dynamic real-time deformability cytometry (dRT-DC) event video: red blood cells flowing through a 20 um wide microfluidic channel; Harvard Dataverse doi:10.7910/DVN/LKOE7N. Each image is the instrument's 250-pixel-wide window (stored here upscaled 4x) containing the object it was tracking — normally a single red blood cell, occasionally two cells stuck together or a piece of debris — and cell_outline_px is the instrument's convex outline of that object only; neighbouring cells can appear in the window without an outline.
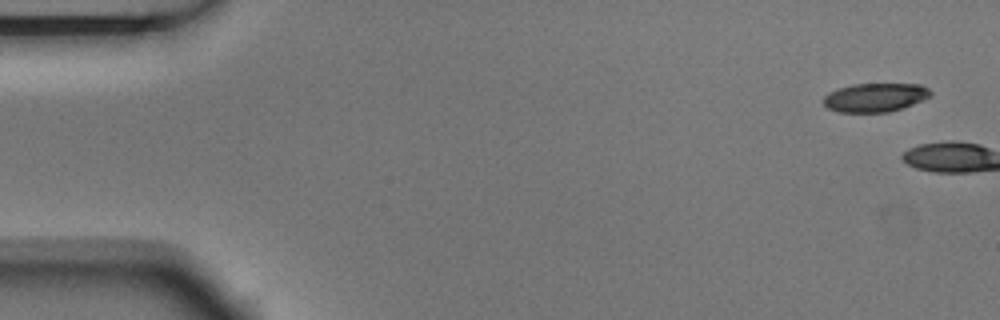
{"species": "Egyptian fruit bat (a non-hibernating species)", "species_latin": "Rousettus aegyptiacus", "temperature_condition": "room temperature", "stored_images_in_passage": 9, "camera_frame_rate_fps": 3000, "um_per_image_px": 0.085, "animal": {"sex": "male"}, "frame": {"image": 1, "passage_image": 1, "time_ms": 0.0, "image_size_px": [1000, 320], "cell_outline_px": [[932, 92], [928, 96], [904, 108], [888, 112], [840, 112], [828, 108], [820, 100], [828, 92], [852, 84], [920, 84], [928, 88]], "centroid_in_image_um": [74.34, 8.28], "position_along_channel_um": 10.7, "area_um2": 17.86}}
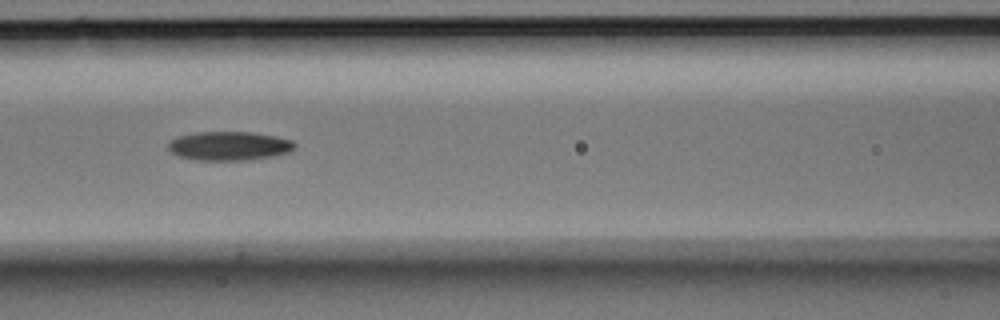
{"frame": {"image": 2, "passage_image": 7, "time_ms": 2.0, "image_size_px": [1000, 320], "cell_outline_px": [[296, 144], [288, 152], [272, 156], [248, 160], [196, 160], [180, 156], [172, 152], [168, 148], [168, 144], [172, 140], [180, 136], [196, 132], [252, 132], [276, 136], [292, 140]], "centroid_in_image_um": [19.49, 12.4], "position_along_channel_um": 147.1, "area_um2": 21.1}}
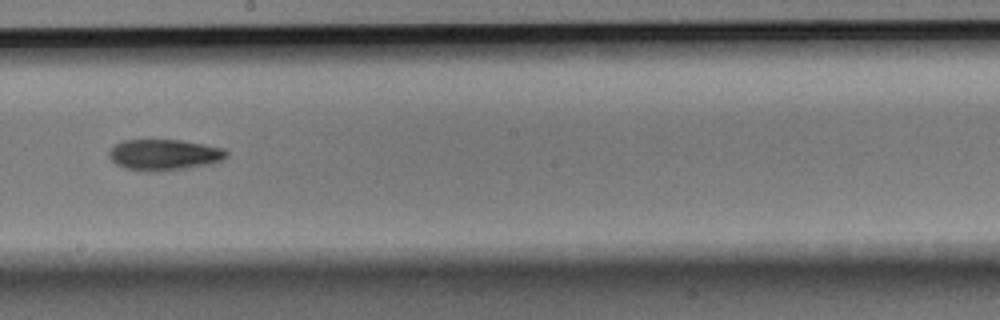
{"frame": {"image": 3, "passage_image": 9, "time_ms": 2.667, "image_size_px": [1000, 320], "cell_outline_px": [[228, 156], [224, 160], [212, 164], [156, 172], [148, 172], [124, 168], [116, 164], [108, 156], [108, 152], [116, 144], [124, 140], [180, 140], [204, 144], [224, 148], [228, 152]], "centroid_in_image_um": [13.98, 13.16], "position_along_channel_um": 234.2, "area_um2": 21.39}}